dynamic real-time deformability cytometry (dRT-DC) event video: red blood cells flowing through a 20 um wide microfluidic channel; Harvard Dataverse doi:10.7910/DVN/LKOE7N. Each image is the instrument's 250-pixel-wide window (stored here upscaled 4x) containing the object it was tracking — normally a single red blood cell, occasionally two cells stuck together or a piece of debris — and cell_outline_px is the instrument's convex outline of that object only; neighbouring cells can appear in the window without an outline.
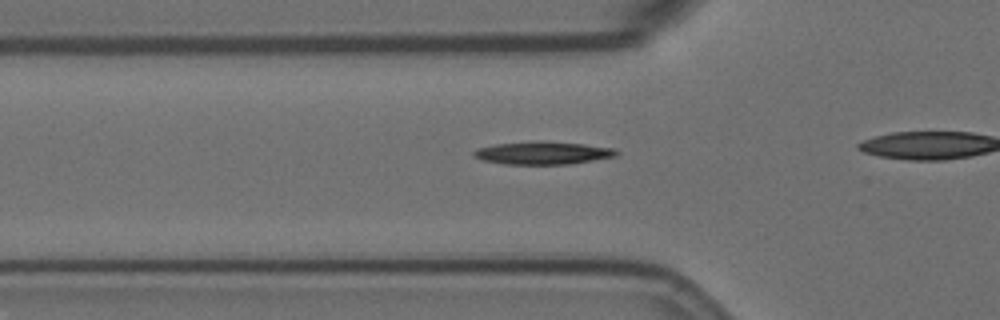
{"species": "Egyptian fruit bat (a non-hibernating species)", "species_latin": "Rousettus aegyptiacus", "temperature_condition": "room temperature", "stored_images_in_passage": 32, "camera_frame_rate_fps": 3000, "um_per_image_px": 0.085, "animal": {"sex": "female"}, "frame": {"image": 1, "passage_image": 6, "time_ms": 1.667, "image_size_px": [1000, 320], "cell_outline_px": [[620, 152], [616, 156], [568, 164], [504, 164], [484, 160], [472, 156], [472, 152], [476, 148], [496, 144], [540, 140], [544, 140], [584, 144], [616, 148]], "centroid_in_image_um": [46.14, 12.98], "position_along_channel_um": 79.7, "area_um2": 19.13}}
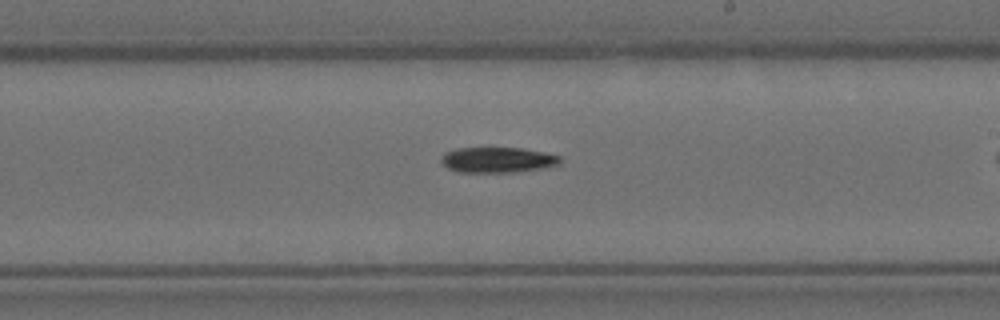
{"frame": {"image": 2, "passage_image": 20, "time_ms": 6.333, "image_size_px": [1000, 320], "cell_outline_px": [[560, 164], [540, 168], [512, 172], [456, 172], [448, 168], [440, 160], [440, 156], [444, 152], [456, 148], [524, 148], [544, 152], [560, 156]], "centroid_in_image_um": [42.24, 13.58], "position_along_channel_um": 246.8, "area_um2": 17.63}}
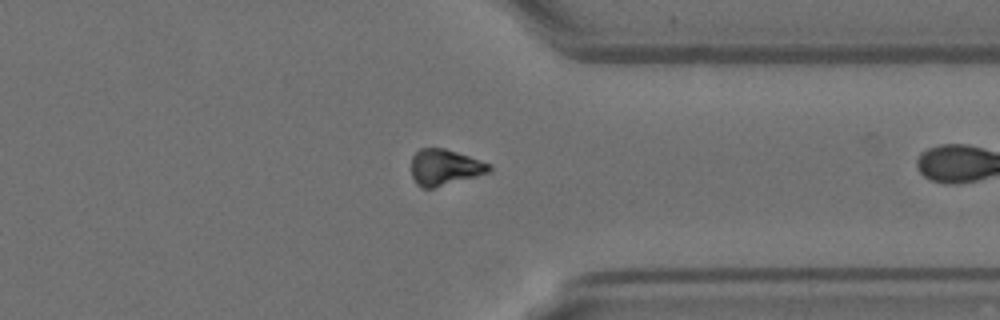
{"frame": {"image": 3, "passage_image": 31, "time_ms": 10.0, "image_size_px": [1000, 320], "cell_outline_px": [[492, 168], [488, 172], [476, 176], [432, 188], [420, 188], [416, 184], [412, 176], [412, 156], [420, 148], [444, 148], [492, 164]], "centroid_in_image_um": [37.78, 14.22], "position_along_channel_um": 373.6, "area_um2": 16.18}}